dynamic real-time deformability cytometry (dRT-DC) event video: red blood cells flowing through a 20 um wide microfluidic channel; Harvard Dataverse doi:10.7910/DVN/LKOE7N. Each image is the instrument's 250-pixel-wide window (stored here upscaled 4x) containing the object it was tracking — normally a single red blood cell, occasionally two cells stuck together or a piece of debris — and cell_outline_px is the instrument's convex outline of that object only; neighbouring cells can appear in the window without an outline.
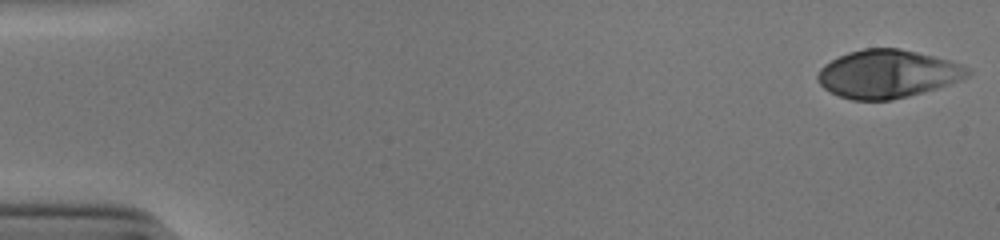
{"species": "human", "species_latin": "Homo sapiens", "temperature_condition": "cold", "stored_images_in_passage": 45, "camera_frame_rate_fps": 3000, "um_per_image_px": 0.085, "donor": {"sex": "male"}, "frame": {"image": 1, "passage_image": 1, "time_ms": 0.0, "image_size_px": [1000, 240], "cell_outline_px": [[972, 72], [964, 80], [924, 92], [892, 100], [852, 100], [840, 96], [824, 88], [816, 80], [816, 76], [820, 68], [824, 64], [848, 52], [864, 48], [900, 48], [964, 64]], "centroid_in_image_um": [75.47, 6.29], "position_along_channel_um": 9.5, "area_um2": 42.19}}
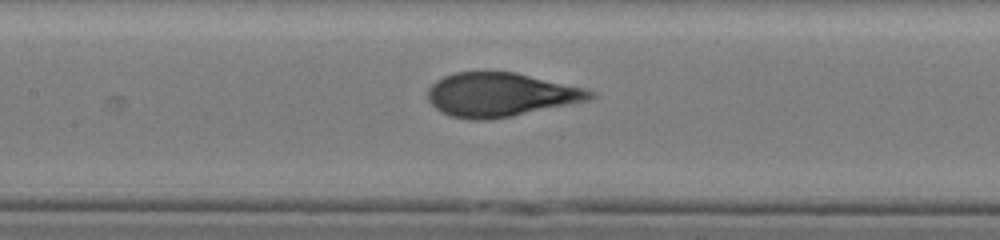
{"frame": {"image": 2, "passage_image": 25, "time_ms": 8.0, "image_size_px": [1000, 240], "cell_outline_px": [[596, 96], [588, 100], [512, 116], [488, 120], [472, 120], [452, 116], [440, 112], [428, 100], [428, 88], [436, 80], [444, 76], [456, 72], [516, 72], [584, 88], [596, 92]], "centroid_in_image_um": [42.53, 8.05], "position_along_channel_um": 164.9, "area_um2": 41.33}}
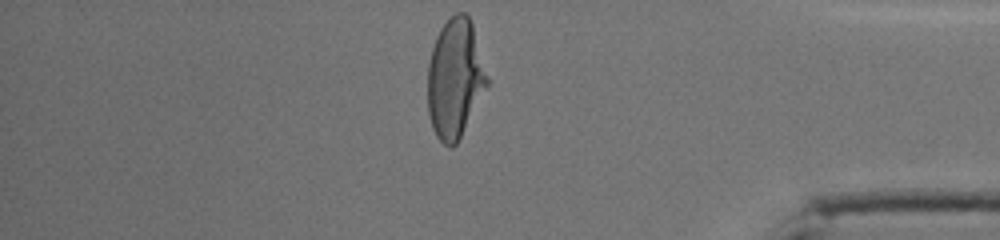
{"frame": {"image": 3, "passage_image": 45, "time_ms": 14.667, "image_size_px": [1000, 240], "cell_outline_px": [[488, 84], [456, 144], [452, 148], [448, 148], [436, 136], [432, 128], [428, 112], [428, 64], [432, 48], [436, 36], [440, 28], [456, 12], [464, 12], [468, 16], [472, 24], [488, 80]], "centroid_in_image_um": [38.64, 6.69], "position_along_channel_um": 396.6, "area_um2": 40.69}, "authors_computed_cell_mechanics": {"area_um2": 41.8472, "velocity_mm_per_s": 3.8769, "shape_relaxation_time_tau1_ms": 5.027, "shape_relaxation_time_tau2_ms": null, "deformation_change_tau1": 0.2323, "deformation_change_tau2": null}}